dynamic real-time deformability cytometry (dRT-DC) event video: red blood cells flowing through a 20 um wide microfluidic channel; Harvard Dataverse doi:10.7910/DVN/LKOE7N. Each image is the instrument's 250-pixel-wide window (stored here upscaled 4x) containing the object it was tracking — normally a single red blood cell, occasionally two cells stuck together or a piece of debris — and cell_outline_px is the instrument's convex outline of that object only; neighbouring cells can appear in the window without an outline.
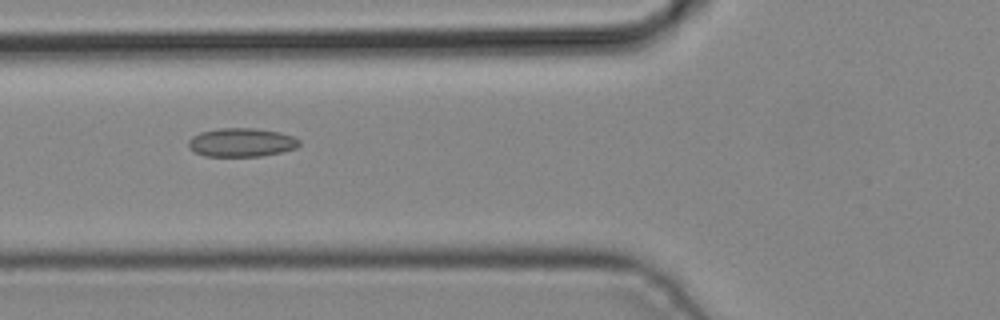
{"species": "common noctule bat (a hibernating species)", "species_latin": "Nyctalus noctula", "temperature_condition": "cold", "stored_images_in_passage": 7, "camera_frame_rate_fps": 3000, "um_per_image_px": 0.085, "animal": {"sex": "male", "body_mass_g": 19.2, "forearm_length_mm": 51.8}, "frame": {"image": 1, "passage_image": 6, "time_ms": 1.667, "image_size_px": [1000, 320], "cell_outline_px": [[300, 144], [296, 148], [280, 152], [260, 156], [204, 156], [192, 152], [188, 148], [188, 140], [192, 136], [200, 132], [220, 128], [252, 128], [280, 132], [292, 136], [300, 140]], "centroid_in_image_um": [20.48, 12.11], "position_along_channel_um": 105.3, "area_um2": 18.61}}
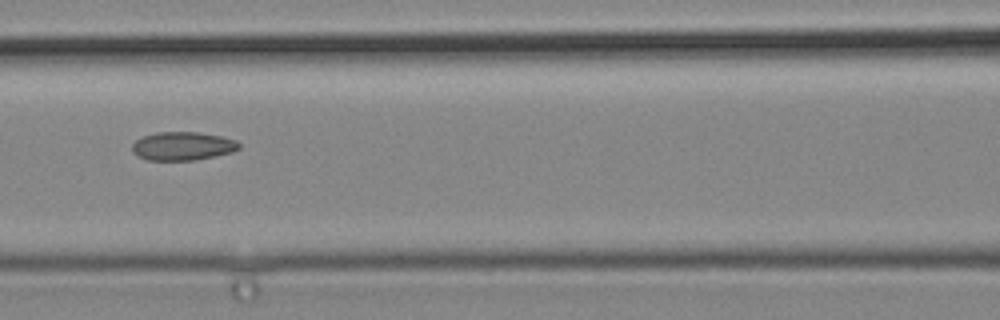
{"frame": {"image": 2, "passage_image": 7, "time_ms": 2.0, "image_size_px": [1000, 320], "cell_outline_px": [[240, 148], [232, 152], [216, 156], [196, 160], [148, 160], [136, 156], [132, 152], [132, 144], [136, 140], [144, 136], [156, 132], [196, 132], [224, 136], [236, 140], [240, 144]], "centroid_in_image_um": [15.54, 12.42], "position_along_channel_um": 151.1, "area_um2": 17.92}}